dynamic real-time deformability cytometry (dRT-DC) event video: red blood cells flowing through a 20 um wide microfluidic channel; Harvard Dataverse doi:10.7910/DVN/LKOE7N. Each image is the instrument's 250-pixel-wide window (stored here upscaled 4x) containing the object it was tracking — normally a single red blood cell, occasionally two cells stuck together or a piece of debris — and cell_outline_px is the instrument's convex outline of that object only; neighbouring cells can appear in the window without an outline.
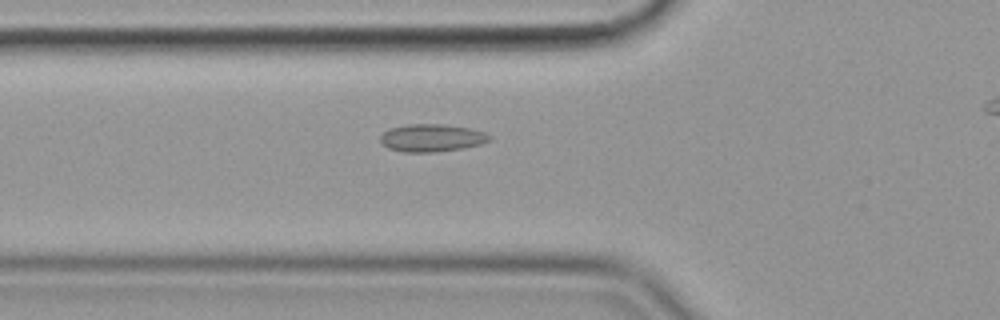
{"species": "common noctule bat (a hibernating species)", "species_latin": "Nyctalus noctula", "temperature_condition": "cold", "stored_images_in_passage": 51, "camera_frame_rate_fps": 3000, "um_per_image_px": 0.085, "animal": {"sex": "female", "body_mass_g": 19.9}, "frame": {"image": 1, "passage_image": 20, "time_ms": 6.333, "image_size_px": [1000, 320], "cell_outline_px": [[492, 140], [480, 144], [464, 148], [436, 152], [404, 152], [388, 148], [380, 140], [380, 136], [388, 128], [408, 124], [444, 124], [472, 128], [484, 132], [492, 136]], "centroid_in_image_um": [36.73, 11.71], "position_along_channel_um": 89.1, "area_um2": 17.74}}
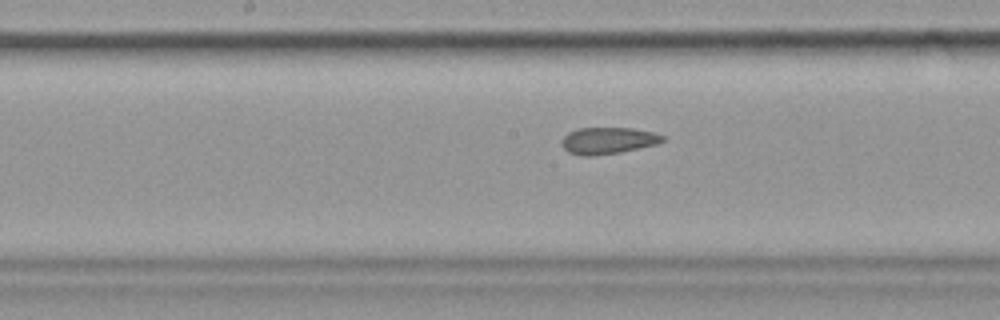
{"frame": {"image": 2, "passage_image": 29, "time_ms": 9.333, "image_size_px": [1000, 320], "cell_outline_px": [[664, 140], [656, 144], [620, 152], [592, 156], [580, 156], [568, 152], [560, 144], [560, 140], [568, 132], [580, 128], [632, 128], [652, 132], [664, 136]], "centroid_in_image_um": [51.62, 11.95], "position_along_channel_um": 196.6, "area_um2": 15.66}}
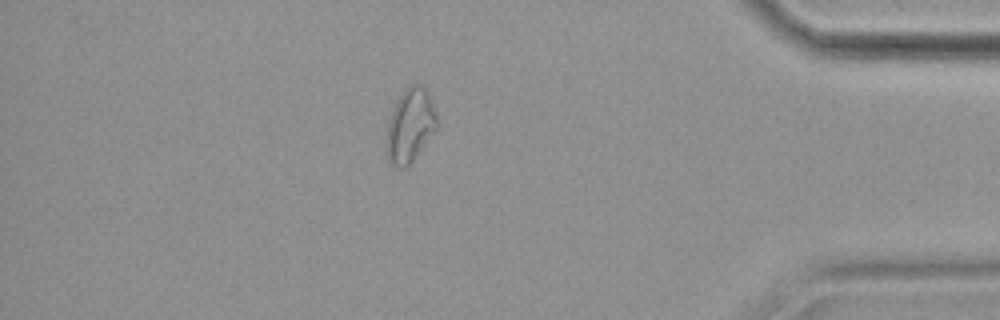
{"frame": {"image": 3, "passage_image": 49, "time_ms": 16.0, "image_size_px": [1000, 320], "cell_outline_px": [[436, 128], [412, 160], [404, 168], [396, 168], [388, 160], [384, 152], [384, 140], [388, 120], [392, 108], [396, 100], [408, 84], [416, 84], [424, 88], [428, 92], [436, 116]], "centroid_in_image_um": [34.77, 10.67], "position_along_channel_um": 400.4, "area_um2": 21.68}, "authors_computed_cell_mechanics": {"area_um2": 17.629, "velocity_mm_per_s": 3.5719, "shape_relaxation_time_tau1_ms": null, "shape_relaxation_time_tau2_ms": 3.5295, "deformation_change_tau1": null, "deformation_change_tau2": 0.0849}}